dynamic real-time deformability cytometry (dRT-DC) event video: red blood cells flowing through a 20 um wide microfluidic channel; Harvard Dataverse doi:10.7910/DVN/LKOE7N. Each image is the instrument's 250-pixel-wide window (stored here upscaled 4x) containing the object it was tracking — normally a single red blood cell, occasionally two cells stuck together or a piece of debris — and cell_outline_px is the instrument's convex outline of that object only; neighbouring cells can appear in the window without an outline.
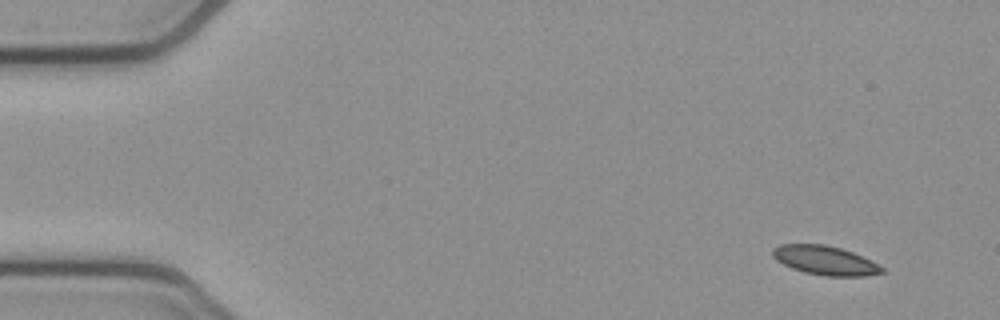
{"species": "common noctule bat (a hibernating species)", "species_latin": "Nyctalus noctula", "temperature_condition": "cold", "stored_images_in_passage": 51, "camera_frame_rate_fps": 3000, "um_per_image_px": 0.085, "animal": {"sex": "female", "body_mass_g": 21.9}, "frame": {"image": 1, "passage_image": 1, "time_ms": 0.0, "image_size_px": [1000, 320], "cell_outline_px": [[884, 272], [864, 276], [824, 276], [804, 272], [792, 268], [776, 260], [772, 256], [772, 248], [780, 244], [824, 244], [840, 248], [852, 252], [872, 260], [884, 268]], "centroid_in_image_um": [70.12, 22.13], "position_along_channel_um": 14.9, "area_um2": 18.55}}
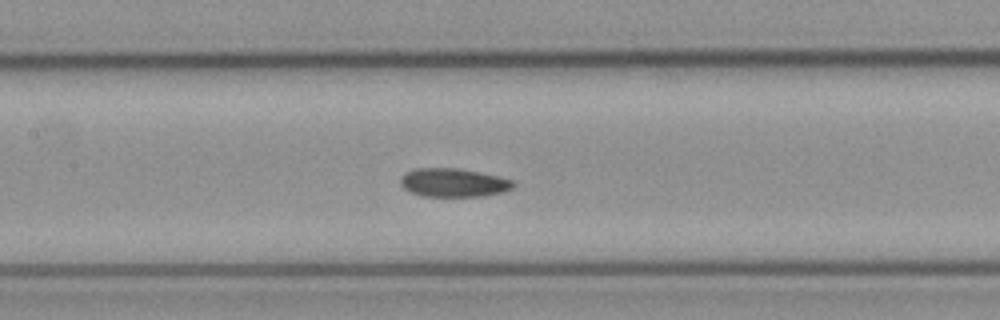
{"frame": {"image": 2, "passage_image": 22, "time_ms": 7.0, "image_size_px": [1000, 320], "cell_outline_px": [[516, 184], [512, 188], [504, 192], [484, 196], [424, 196], [412, 192], [404, 188], [400, 184], [400, 176], [404, 172], [416, 168], [456, 168], [496, 176], [512, 180]], "centroid_in_image_um": [38.52, 15.52], "position_along_channel_um": 168.9, "area_um2": 18.67}}
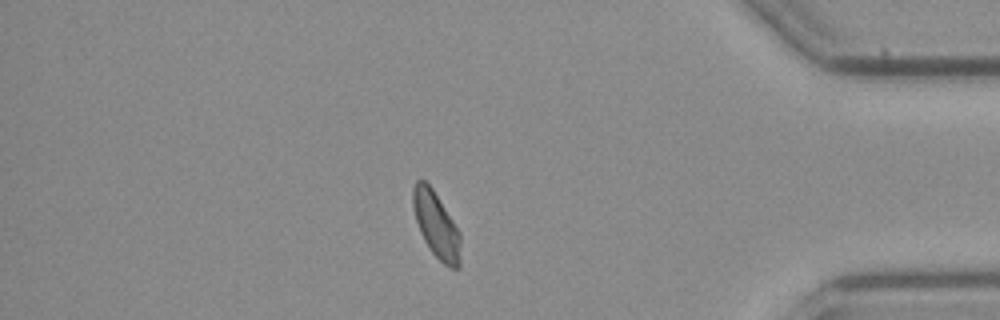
{"frame": {"image": 3, "passage_image": 43, "time_ms": 14.0, "image_size_px": [1000, 320], "cell_outline_px": [[460, 268], [448, 268], [432, 252], [424, 240], [420, 232], [416, 220], [412, 204], [412, 188], [416, 180], [424, 180], [432, 188], [460, 232]], "centroid_in_image_um": [37.07, 19.12], "position_along_channel_um": 398.1, "area_um2": 18.15}, "authors_computed_cell_mechanics": {"area_um2": 18.6116, "velocity_mm_per_s": 3.7979, "shape_relaxation_time_tau1_ms": 3.8967, "shape_relaxation_time_tau2_ms": 3.1422, "deformation_change_tau1": 0.0998, "deformation_change_tau2": 0.0848}}